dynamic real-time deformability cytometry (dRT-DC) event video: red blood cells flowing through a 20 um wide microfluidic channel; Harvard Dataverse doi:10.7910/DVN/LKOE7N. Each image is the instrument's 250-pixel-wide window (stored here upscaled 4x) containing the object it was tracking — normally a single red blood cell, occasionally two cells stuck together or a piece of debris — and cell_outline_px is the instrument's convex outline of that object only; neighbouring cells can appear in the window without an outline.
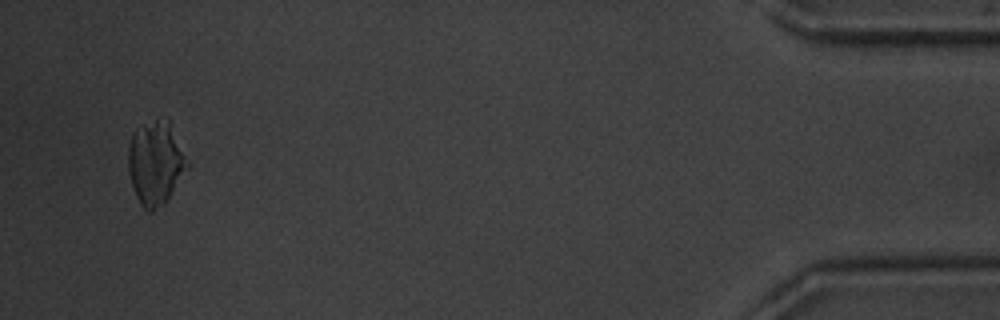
{"species": "common noctule bat (a hibernating species)", "species_latin": "Nyctalus noctula", "temperature_condition": "warm", "stored_images_in_passage": 52, "camera_frame_rate_fps": 3000, "um_per_image_px": 0.085, "animal": {"sex": "male", "body_mass_g": 20.1, "forearm_length_mm": 53.5}, "frame": {"image": 1, "passage_image": 50, "time_ms": 16.333, "image_size_px": [1000, 320], "cell_outline_px": [[188, 168], [164, 204], [152, 212], [148, 212], [140, 204], [136, 196], [128, 172], [128, 148], [132, 132], [136, 128], [144, 124], [168, 116], [188, 164]], "centroid_in_image_um": [13.2, 13.84], "position_along_channel_um": 422.0, "area_um2": 28.73}}